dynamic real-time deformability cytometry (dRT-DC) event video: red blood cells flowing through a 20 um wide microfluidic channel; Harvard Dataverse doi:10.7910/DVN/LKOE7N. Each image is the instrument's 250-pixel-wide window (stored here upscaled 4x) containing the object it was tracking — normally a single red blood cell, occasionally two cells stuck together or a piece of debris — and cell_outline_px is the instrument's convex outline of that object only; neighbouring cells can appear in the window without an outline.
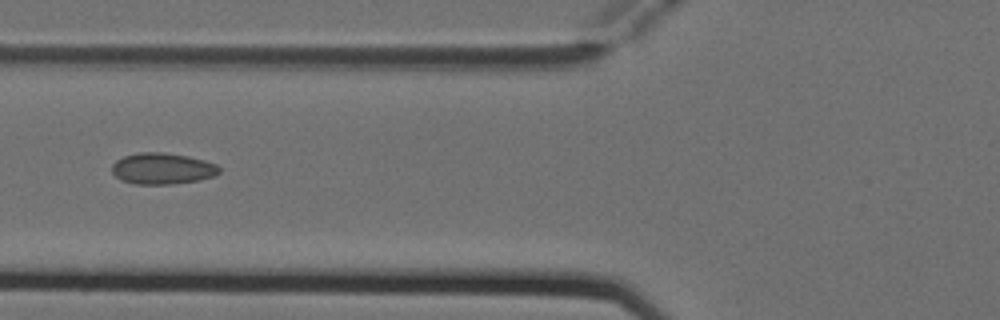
{"species": "Egyptian fruit bat (a non-hibernating species)", "species_latin": "Rousettus aegyptiacus", "temperature_condition": "cold", "stored_images_in_passage": 5, "camera_frame_rate_fps": 3000, "um_per_image_px": 0.085, "animal": {"sex": "female"}, "frame": {"image": 1, "passage_image": 5, "time_ms": 1.333, "image_size_px": [1000, 320], "cell_outline_px": [[220, 172], [212, 176], [200, 180], [172, 184], [132, 184], [120, 180], [112, 172], [112, 164], [116, 160], [124, 156], [140, 152], [164, 152], [188, 156], [204, 160], [216, 164], [220, 168]], "centroid_in_image_um": [13.78, 14.33], "position_along_channel_um": 112.0, "area_um2": 19.65}}